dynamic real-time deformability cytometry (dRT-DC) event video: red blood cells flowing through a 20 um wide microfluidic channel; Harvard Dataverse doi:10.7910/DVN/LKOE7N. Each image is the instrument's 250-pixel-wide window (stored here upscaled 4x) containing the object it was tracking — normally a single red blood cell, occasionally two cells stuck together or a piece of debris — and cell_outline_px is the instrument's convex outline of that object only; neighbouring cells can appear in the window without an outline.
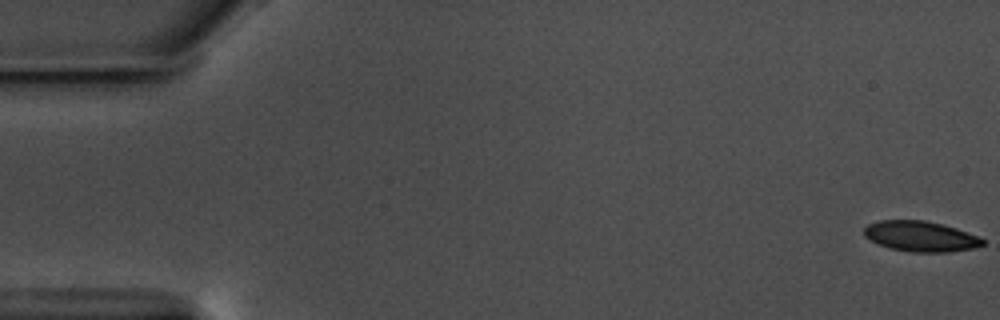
{"species": "common noctule bat (a hibernating species)", "species_latin": "Nyctalus noctula", "temperature_condition": "warm", "stored_images_in_passage": 59, "camera_frame_rate_fps": 3000, "um_per_image_px": 0.085, "animal": {"sex": "male", "body_mass_g": 17.5, "forearm_length_mm": 52.3}, "frame": {"image": 1, "passage_image": 1, "time_ms": 0.0, "image_size_px": [1000, 320], "cell_outline_px": [[984, 244], [972, 248], [948, 252], [912, 252], [892, 248], [880, 244], [864, 236], [864, 228], [868, 224], [880, 220], [924, 220], [944, 224], [956, 228], [976, 236], [984, 240]], "centroid_in_image_um": [78.24, 20.07], "position_along_channel_um": 6.8, "area_um2": 20.75}}
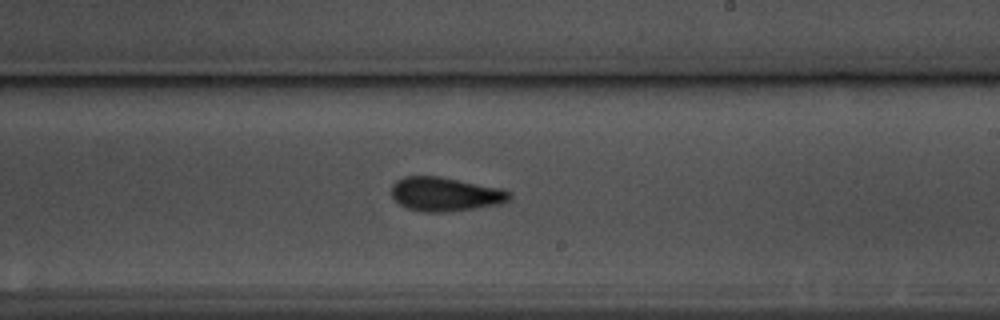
{"frame": {"image": 2, "passage_image": 35, "time_ms": 11.333, "image_size_px": [1000, 320], "cell_outline_px": [[512, 196], [508, 200], [500, 204], [448, 212], [424, 212], [408, 208], [400, 204], [392, 196], [392, 184], [396, 180], [404, 176], [440, 176], [500, 188], [512, 192]], "centroid_in_image_um": [37.85, 16.5], "position_along_channel_um": 251.2, "area_um2": 23.35}}
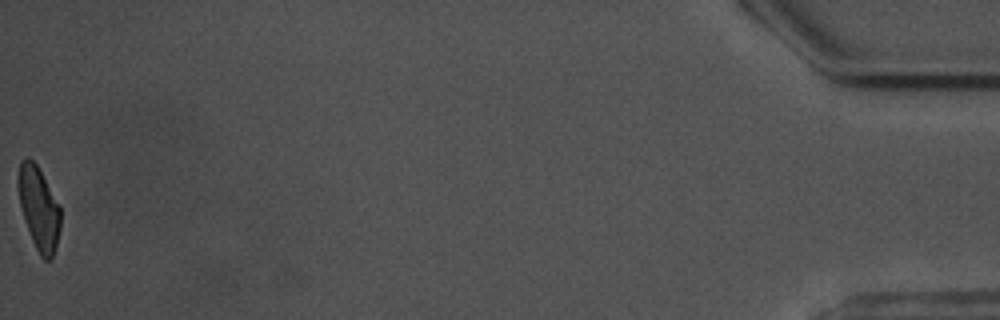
{"frame": {"image": 3, "passage_image": 59, "time_ms": 19.333, "image_size_px": [1000, 320], "cell_outline_px": [[60, 228], [52, 260], [44, 260], [40, 256], [32, 240], [24, 220], [20, 204], [16, 184], [20, 160], [32, 160], [36, 164], [60, 204]], "centroid_in_image_um": [3.29, 17.72], "position_along_channel_um": 431.9, "area_um2": 20.52}, "authors_computed_cell_mechanics": {"area_um2": 22.3686, "velocity_mm_per_s": 3.5303, "shape_relaxation_time_tau1_ms": 4.6187, "shape_relaxation_time_tau2_ms": 2.5912, "deformation_change_tau1": 0.1237, "deformation_change_tau2": 0.0951}}